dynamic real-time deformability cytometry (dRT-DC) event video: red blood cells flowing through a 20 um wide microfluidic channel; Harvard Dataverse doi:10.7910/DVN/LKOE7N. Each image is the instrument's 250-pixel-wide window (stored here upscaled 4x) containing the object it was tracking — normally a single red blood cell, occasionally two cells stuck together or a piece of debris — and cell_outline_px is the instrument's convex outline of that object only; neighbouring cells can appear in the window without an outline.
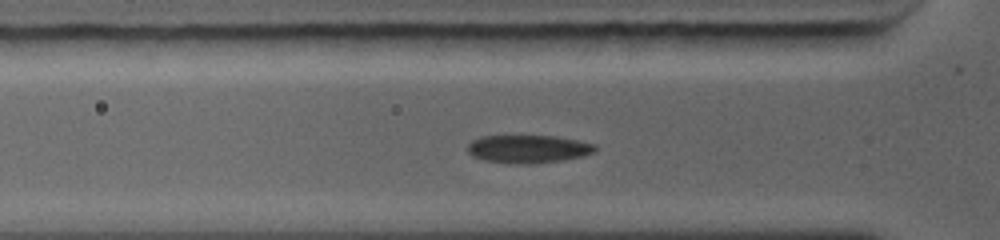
{"species": "common noctule bat (a hibernating species)", "species_latin": "Nyctalus noctula", "temperature_condition": "warm", "stored_images_in_passage": 46, "camera_frame_rate_fps": 5000, "um_per_image_px": 0.085, "animal": {"sex": "female", "body_mass_g": 19.0, "forearm_length_mm": 56.7}, "frame": {"image": 1, "passage_image": 2, "time_ms": 0.2, "image_size_px": [1000, 240], "cell_outline_px": [[596, 152], [584, 156], [564, 160], [528, 164], [516, 164], [484, 160], [472, 156], [468, 152], [468, 144], [472, 140], [484, 136], [556, 136], [596, 144]], "centroid_in_image_um": [44.92, 12.67], "position_along_channel_um": 80.9, "area_um2": 20.87}}
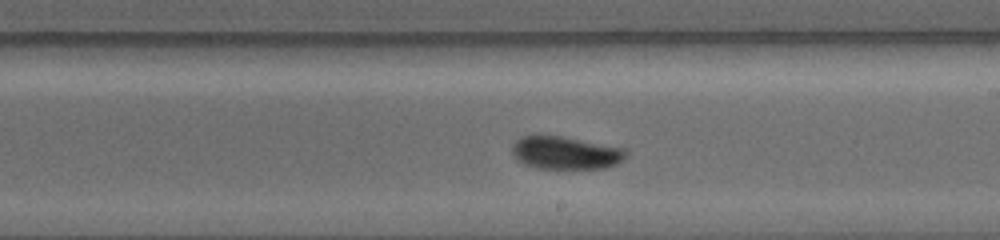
{"frame": {"image": 2, "passage_image": 16, "time_ms": 3.8, "image_size_px": [1000, 240], "cell_outline_px": [[628, 156], [616, 164], [604, 168], [532, 168], [516, 160], [512, 152], [512, 148], [516, 140], [524, 136], [560, 136], [620, 148], [628, 152]], "centroid_in_image_um": [48.03, 13.01], "position_along_channel_um": 241.0, "area_um2": 21.39}}
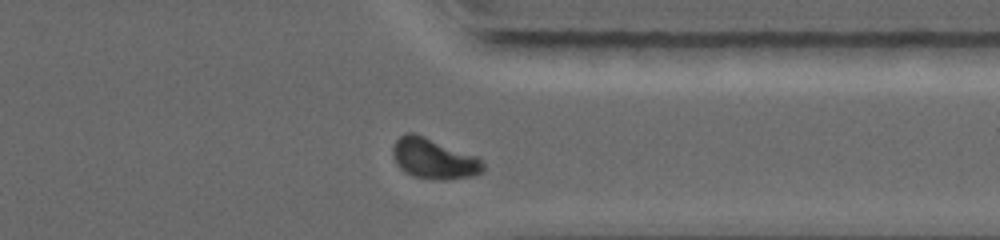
{"frame": {"image": 3, "passage_image": 38, "time_ms": 6.8, "image_size_px": [1000, 240], "cell_outline_px": [[484, 172], [472, 176], [444, 180], [436, 180], [416, 176], [400, 168], [396, 164], [392, 152], [392, 148], [396, 140], [404, 132], [416, 132], [476, 156], [484, 164]], "centroid_in_image_um": [36.87, 13.46], "position_along_channel_um": 374.5, "area_um2": 21.33}}